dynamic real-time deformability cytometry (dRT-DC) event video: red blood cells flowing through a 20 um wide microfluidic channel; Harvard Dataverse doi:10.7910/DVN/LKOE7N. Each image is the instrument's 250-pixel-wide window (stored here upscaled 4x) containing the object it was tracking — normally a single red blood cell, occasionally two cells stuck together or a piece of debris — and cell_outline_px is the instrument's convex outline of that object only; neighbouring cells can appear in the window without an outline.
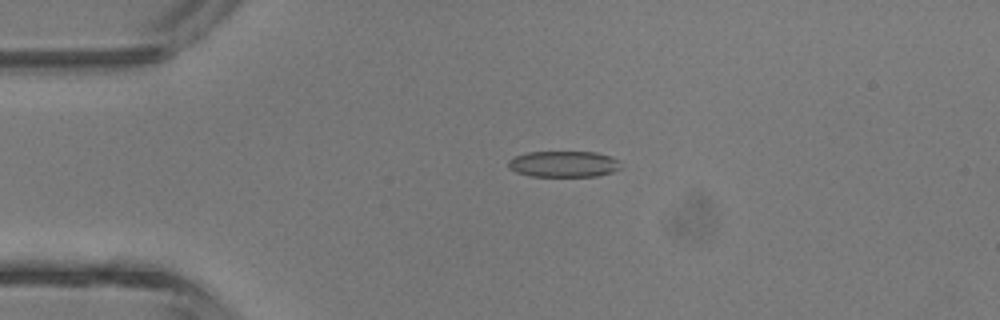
{"species": "common noctule bat (a hibernating species)", "species_latin": "Nyctalus noctula", "temperature_condition": "room temperature", "stored_images_in_passage": 23, "camera_frame_rate_fps": 3000, "um_per_image_px": 0.085, "animal": {"sex": "male", "body_mass_g": 13.3}, "frame": {"image": 1, "passage_image": 1, "time_ms": 0.0, "image_size_px": [1000, 320], "cell_outline_px": [[620, 168], [612, 172], [596, 176], [532, 176], [516, 172], [508, 168], [508, 160], [516, 156], [528, 152], [596, 152], [612, 156], [620, 160]], "centroid_in_image_um": [47.93, 13.94], "position_along_channel_um": 37.1, "area_um2": 17.17}}
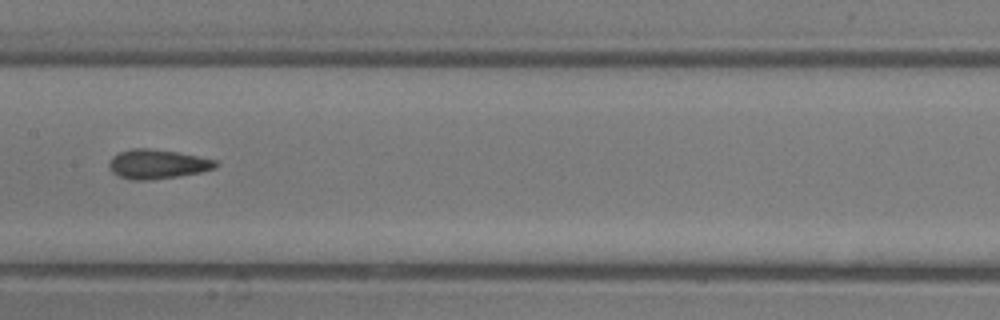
{"frame": {"image": 2, "passage_image": 13, "time_ms": 4.0, "image_size_px": [1000, 320], "cell_outline_px": [[220, 164], [216, 168], [200, 172], [152, 180], [132, 180], [120, 176], [112, 172], [108, 164], [112, 156], [120, 152], [132, 148], [148, 148], [176, 152], [216, 160]], "centroid_in_image_um": [13.37, 13.95], "position_along_channel_um": 194.0, "area_um2": 18.09}}
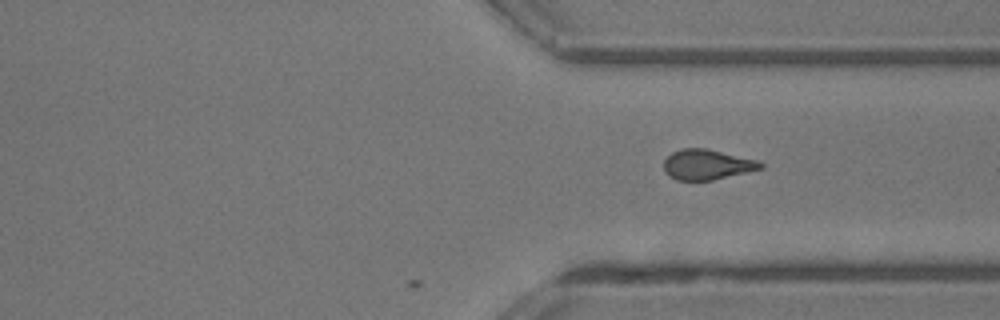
{"frame": {"image": 3, "passage_image": 23, "time_ms": 7.333, "image_size_px": [1000, 320], "cell_outline_px": [[764, 168], [712, 180], [676, 180], [668, 176], [664, 172], [664, 160], [672, 152], [680, 148], [708, 148], [756, 160], [764, 164]], "centroid_in_image_um": [60.07, 13.98], "position_along_channel_um": 351.3, "area_um2": 17.11}}